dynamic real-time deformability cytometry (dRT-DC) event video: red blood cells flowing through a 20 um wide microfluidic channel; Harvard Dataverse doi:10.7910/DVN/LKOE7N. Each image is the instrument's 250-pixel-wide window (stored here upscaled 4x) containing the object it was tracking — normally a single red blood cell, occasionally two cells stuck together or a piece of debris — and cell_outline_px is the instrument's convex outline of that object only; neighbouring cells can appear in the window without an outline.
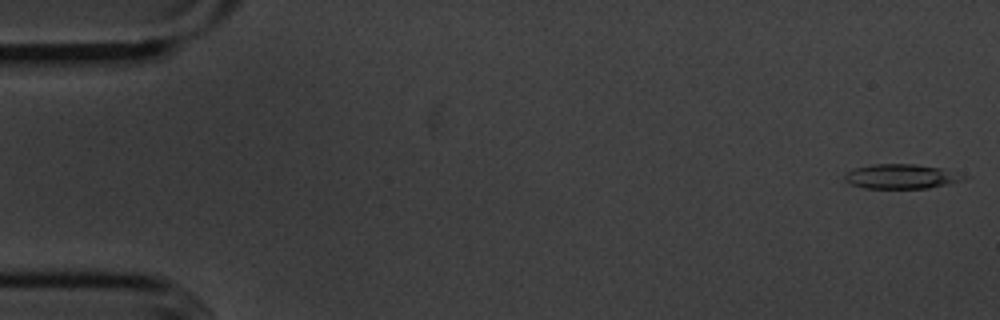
{"species": "common noctule bat (a hibernating species)", "species_latin": "Nyctalus noctula", "temperature_condition": "cold", "stored_images_in_passage": 56, "segment_of_instrument_passage": [1, 2], "camera_frame_rate_fps": 3000, "um_per_image_px": 0.085, "animal": {"sex": "male", "body_mass_g": 20.1, "forearm_length_mm": 53.5}, "frame": {"image": 1, "passage_image": 1, "time_ms": 0.0, "image_size_px": [1000, 320], "cell_outline_px": [[972, 176], [964, 180], [948, 184], [928, 188], [864, 188], [852, 184], [844, 180], [844, 176], [848, 172], [856, 168], [872, 164], [916, 164], [940, 168]], "centroid_in_image_um": [76.67, 15.0], "position_along_channel_um": 8.3, "area_um2": 17.05}}
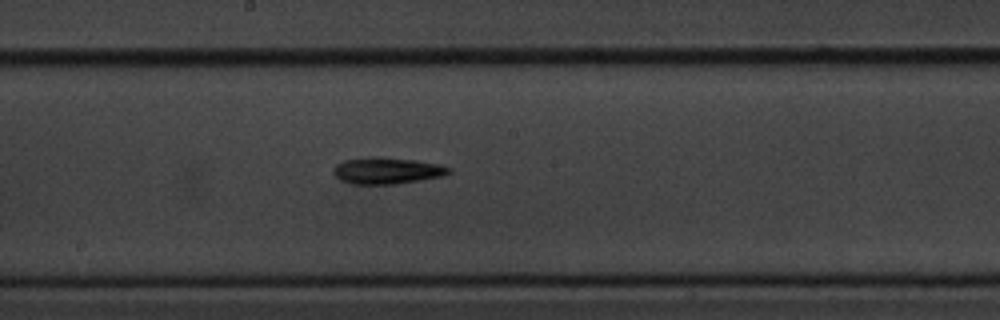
{"frame": {"image": 2, "passage_image": 29, "time_ms": 9.333, "image_size_px": [1000, 320], "cell_outline_px": [[452, 172], [440, 176], [420, 180], [396, 184], [352, 184], [340, 180], [332, 172], [332, 168], [336, 164], [344, 160], [416, 160], [440, 164], [452, 168]], "centroid_in_image_um": [32.92, 14.56], "position_along_channel_um": 215.3, "area_um2": 16.94}}
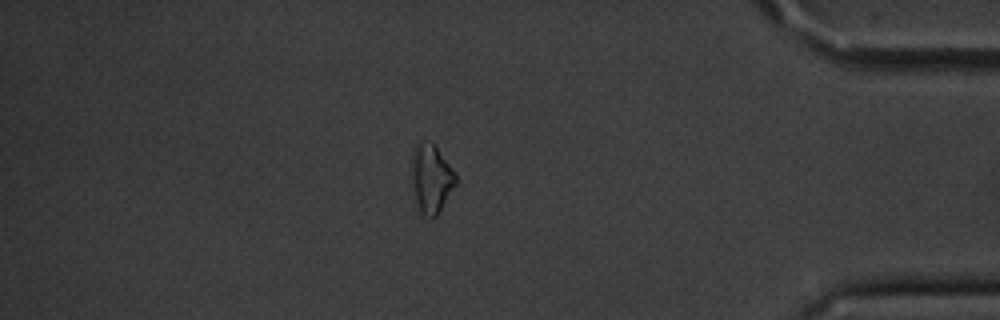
{"frame": {"image": 3, "passage_image": 47, "time_ms": 15.333, "image_size_px": [1000, 320], "cell_outline_px": [[460, 180], [436, 216], [432, 220], [420, 212], [416, 208], [412, 188], [412, 152], [416, 144], [420, 140], [436, 144], [456, 172]], "centroid_in_image_um": [36.68, 15.18], "position_along_channel_um": 398.5, "area_um2": 18.44}}